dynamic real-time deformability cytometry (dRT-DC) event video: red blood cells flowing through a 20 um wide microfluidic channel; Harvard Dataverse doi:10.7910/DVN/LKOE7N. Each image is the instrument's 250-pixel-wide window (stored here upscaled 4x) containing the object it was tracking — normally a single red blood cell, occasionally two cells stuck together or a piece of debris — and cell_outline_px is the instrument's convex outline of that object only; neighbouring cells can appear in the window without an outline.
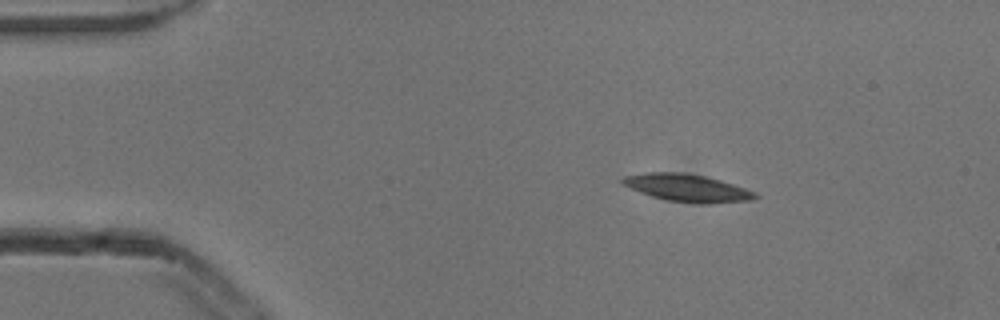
{"species": "common noctule bat (a hibernating species)", "species_latin": "Nyctalus noctula", "temperature_condition": "cold", "stored_images_in_passage": 3, "camera_frame_rate_fps": 3000, "um_per_image_px": 0.085, "animal": {"sex": "male", "body_mass_g": 13.3}, "frame": {"image": 1, "passage_image": 1, "time_ms": 0.0, "image_size_px": [1000, 320], "cell_outline_px": [[760, 196], [752, 200], [708, 204], [696, 204], [668, 200], [652, 196], [640, 192], [620, 184], [620, 180], [624, 176], [644, 172], [680, 172], [704, 176], [720, 180], [756, 192]], "centroid_in_image_um": [58.4, 15.97], "position_along_channel_um": 26.6, "area_um2": 21.33}}